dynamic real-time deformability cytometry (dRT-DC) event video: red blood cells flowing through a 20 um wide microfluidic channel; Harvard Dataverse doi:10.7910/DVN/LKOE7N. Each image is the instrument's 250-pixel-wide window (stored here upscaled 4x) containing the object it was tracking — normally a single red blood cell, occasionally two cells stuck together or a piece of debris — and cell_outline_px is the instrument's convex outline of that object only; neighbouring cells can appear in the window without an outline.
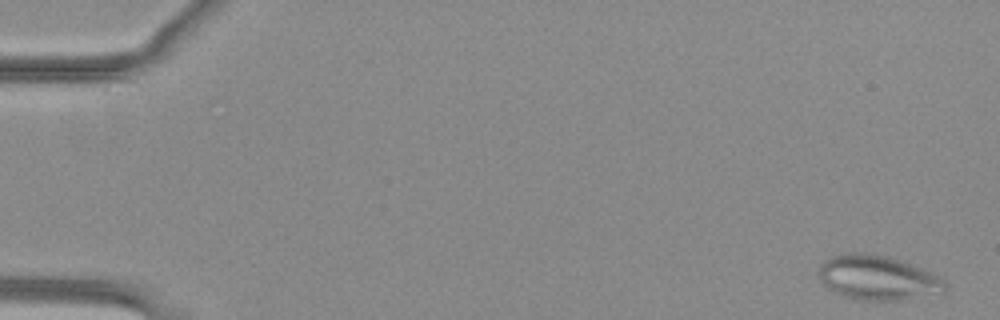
{"species": "common noctule bat (a hibernating species)", "species_latin": "Nyctalus noctula", "temperature_condition": "warm", "stored_images_in_passage": 8, "camera_frame_rate_fps": 3000, "um_per_image_px": 0.085, "animal": {"sex": "female", "body_mass_g": 29.2, "forearm_length_mm": 56.3}, "frame": {"image": 1, "passage_image": 2, "time_ms": 0.333, "image_size_px": [1000, 320], "cell_outline_px": [[948, 288], [944, 292], [900, 300], [860, 300], [840, 296], [832, 292], [820, 280], [816, 272], [820, 264], [824, 260], [832, 256], [844, 252], [872, 252], [888, 256], [932, 272], [940, 276], [948, 284]], "centroid_in_image_um": [74.56, 23.59], "position_along_channel_um": 10.4, "area_um2": 33.47}}